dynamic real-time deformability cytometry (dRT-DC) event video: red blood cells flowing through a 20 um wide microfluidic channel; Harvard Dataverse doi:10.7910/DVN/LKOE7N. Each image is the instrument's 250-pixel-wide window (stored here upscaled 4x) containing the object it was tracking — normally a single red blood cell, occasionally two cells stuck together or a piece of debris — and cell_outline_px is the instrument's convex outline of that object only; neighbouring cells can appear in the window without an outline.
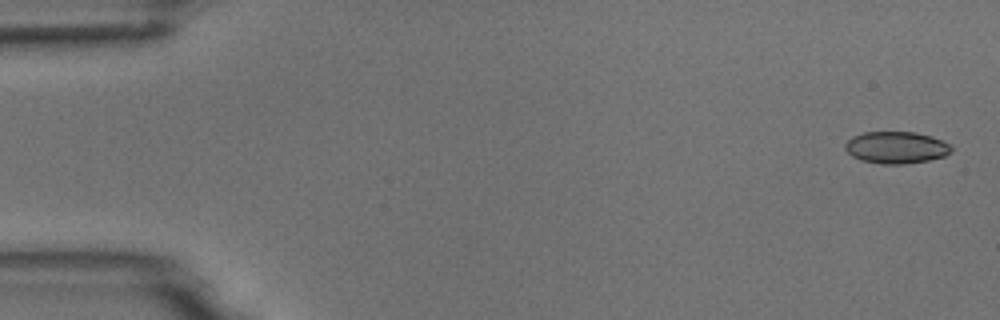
{"species": "common noctule bat (a hibernating species)", "species_latin": "Nyctalus noctula", "temperature_condition": "room temperature", "stored_images_in_passage": 5, "camera_frame_rate_fps": 3000, "um_per_image_px": 0.085, "animal": {"sex": "male", "body_mass_g": 18.8}, "frame": {"image": 1, "passage_image": 1, "time_ms": 0.0, "image_size_px": [1000, 320], "cell_outline_px": [[952, 148], [944, 156], [928, 160], [904, 164], [884, 164], [860, 160], [852, 156], [844, 148], [844, 144], [852, 136], [864, 132], [916, 132], [932, 136], [948, 144]], "centroid_in_image_um": [76.13, 12.53], "position_along_channel_um": 8.9, "area_um2": 19.65}}